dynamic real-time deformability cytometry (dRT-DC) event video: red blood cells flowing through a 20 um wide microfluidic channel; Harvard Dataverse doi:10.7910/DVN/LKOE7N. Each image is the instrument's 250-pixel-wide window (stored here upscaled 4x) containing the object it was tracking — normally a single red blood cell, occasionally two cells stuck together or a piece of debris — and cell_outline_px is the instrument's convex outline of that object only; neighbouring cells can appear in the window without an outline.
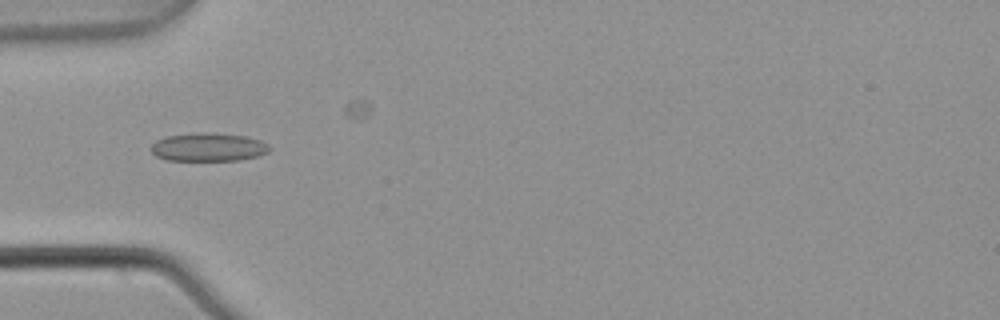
{"species": "common noctule bat (a hibernating species)", "species_latin": "Nyctalus noctula", "temperature_condition": "warm", "stored_images_in_passage": 7, "camera_frame_rate_fps": 3000, "um_per_image_px": 0.085, "animal": {"sex": "male", "body_mass_g": 21.5, "forearm_length_mm": 52.0}, "frame": {"image": 1, "passage_image": 5, "time_ms": 1.333, "image_size_px": [1000, 320], "cell_outline_px": [[272, 148], [268, 152], [256, 156], [240, 160], [168, 160], [156, 156], [148, 148], [156, 140], [168, 136], [204, 132], [244, 136], [260, 140], [268, 144]], "centroid_in_image_um": [17.7, 12.51], "position_along_channel_um": 67.3, "area_um2": 19.42}}
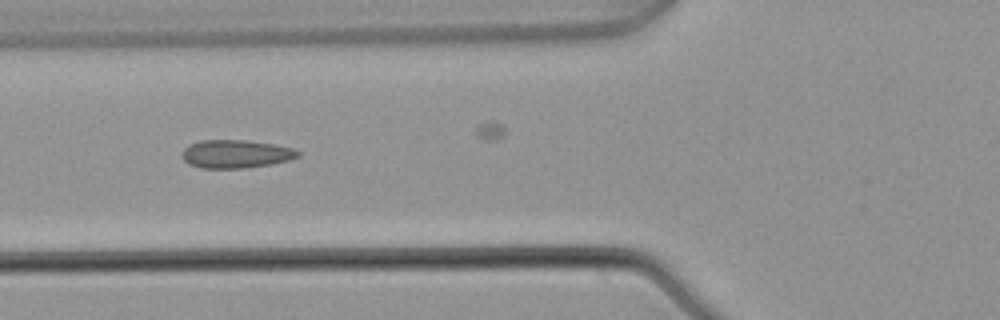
{"frame": {"image": 2, "passage_image": 6, "time_ms": 1.667, "image_size_px": [1000, 320], "cell_outline_px": [[300, 156], [288, 160], [272, 164], [244, 168], [200, 168], [188, 164], [184, 160], [184, 148], [188, 144], [200, 140], [248, 140], [272, 144], [292, 148], [300, 152]], "centroid_in_image_um": [20.04, 13.08], "position_along_channel_um": 105.8, "area_um2": 19.02}}
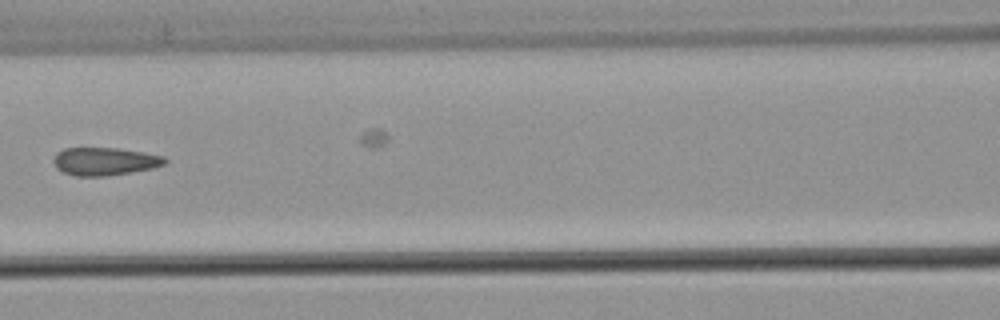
{"frame": {"image": 3, "passage_image": 7, "time_ms": 2.0, "image_size_px": [1000, 320], "cell_outline_px": [[168, 160], [164, 164], [152, 168], [104, 176], [76, 176], [64, 172], [56, 168], [52, 160], [56, 152], [64, 148], [120, 148], [144, 152], [164, 156]], "centroid_in_image_um": [8.87, 13.7], "position_along_channel_um": 157.7, "area_um2": 18.09}}